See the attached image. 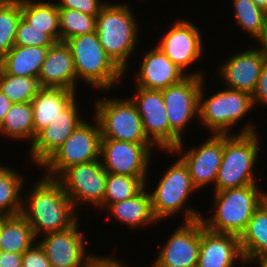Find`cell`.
<instances>
[{"label": "cell", "mask_w": 267, "mask_h": 267, "mask_svg": "<svg viewBox=\"0 0 267 267\" xmlns=\"http://www.w3.org/2000/svg\"><path fill=\"white\" fill-rule=\"evenodd\" d=\"M59 9L78 10L84 14L97 16L101 8L107 3L104 0H58Z\"/></svg>", "instance_id": "8d00e7d4"}, {"label": "cell", "mask_w": 267, "mask_h": 267, "mask_svg": "<svg viewBox=\"0 0 267 267\" xmlns=\"http://www.w3.org/2000/svg\"><path fill=\"white\" fill-rule=\"evenodd\" d=\"M3 134V135H2ZM0 135L12 140L34 141L33 110L31 102L14 103L0 126Z\"/></svg>", "instance_id": "83f0119b"}, {"label": "cell", "mask_w": 267, "mask_h": 267, "mask_svg": "<svg viewBox=\"0 0 267 267\" xmlns=\"http://www.w3.org/2000/svg\"><path fill=\"white\" fill-rule=\"evenodd\" d=\"M108 255L109 254L105 256H100L96 254L95 256L94 253L93 256L85 263L83 267H127L124 264V261L122 262V260L118 257Z\"/></svg>", "instance_id": "ab89813d"}, {"label": "cell", "mask_w": 267, "mask_h": 267, "mask_svg": "<svg viewBox=\"0 0 267 267\" xmlns=\"http://www.w3.org/2000/svg\"><path fill=\"white\" fill-rule=\"evenodd\" d=\"M204 77L187 75L179 83L161 90L170 126V150L183 141L192 119L199 118V92Z\"/></svg>", "instance_id": "30bf717a"}, {"label": "cell", "mask_w": 267, "mask_h": 267, "mask_svg": "<svg viewBox=\"0 0 267 267\" xmlns=\"http://www.w3.org/2000/svg\"><path fill=\"white\" fill-rule=\"evenodd\" d=\"M10 216L9 215H6V214H2L0 216V236H1V232H2V229H3V226H4V223L5 221L9 218Z\"/></svg>", "instance_id": "bcb514c9"}, {"label": "cell", "mask_w": 267, "mask_h": 267, "mask_svg": "<svg viewBox=\"0 0 267 267\" xmlns=\"http://www.w3.org/2000/svg\"><path fill=\"white\" fill-rule=\"evenodd\" d=\"M158 41L157 46L186 75L205 77L202 71L187 72L189 68L203 57L204 41L201 30L187 19L175 20L173 25Z\"/></svg>", "instance_id": "7c38bea8"}, {"label": "cell", "mask_w": 267, "mask_h": 267, "mask_svg": "<svg viewBox=\"0 0 267 267\" xmlns=\"http://www.w3.org/2000/svg\"><path fill=\"white\" fill-rule=\"evenodd\" d=\"M201 219L183 222L162 245L151 267H197Z\"/></svg>", "instance_id": "9a60e30c"}, {"label": "cell", "mask_w": 267, "mask_h": 267, "mask_svg": "<svg viewBox=\"0 0 267 267\" xmlns=\"http://www.w3.org/2000/svg\"><path fill=\"white\" fill-rule=\"evenodd\" d=\"M149 186L146 187L134 197L110 204L105 210L109 212L113 219L115 218L127 228L137 229L146 227L158 222L152 212L151 197L149 194ZM147 190V191H146ZM138 227V228H137Z\"/></svg>", "instance_id": "cb8c5ba5"}, {"label": "cell", "mask_w": 267, "mask_h": 267, "mask_svg": "<svg viewBox=\"0 0 267 267\" xmlns=\"http://www.w3.org/2000/svg\"><path fill=\"white\" fill-rule=\"evenodd\" d=\"M256 6L267 12V0H252Z\"/></svg>", "instance_id": "ee69618b"}, {"label": "cell", "mask_w": 267, "mask_h": 267, "mask_svg": "<svg viewBox=\"0 0 267 267\" xmlns=\"http://www.w3.org/2000/svg\"><path fill=\"white\" fill-rule=\"evenodd\" d=\"M76 91L41 87L31 100L35 136L64 110L76 97Z\"/></svg>", "instance_id": "603a6c76"}, {"label": "cell", "mask_w": 267, "mask_h": 267, "mask_svg": "<svg viewBox=\"0 0 267 267\" xmlns=\"http://www.w3.org/2000/svg\"><path fill=\"white\" fill-rule=\"evenodd\" d=\"M257 42H258V45H255V46H257L261 55L263 56L265 63L267 64V29L263 33V35L257 40Z\"/></svg>", "instance_id": "7bdbcfd3"}, {"label": "cell", "mask_w": 267, "mask_h": 267, "mask_svg": "<svg viewBox=\"0 0 267 267\" xmlns=\"http://www.w3.org/2000/svg\"><path fill=\"white\" fill-rule=\"evenodd\" d=\"M233 15L240 29L257 41L267 29V12L252 0H232Z\"/></svg>", "instance_id": "1f68e13d"}, {"label": "cell", "mask_w": 267, "mask_h": 267, "mask_svg": "<svg viewBox=\"0 0 267 267\" xmlns=\"http://www.w3.org/2000/svg\"><path fill=\"white\" fill-rule=\"evenodd\" d=\"M21 267H51V263L44 250L35 243L23 253Z\"/></svg>", "instance_id": "74e56055"}, {"label": "cell", "mask_w": 267, "mask_h": 267, "mask_svg": "<svg viewBox=\"0 0 267 267\" xmlns=\"http://www.w3.org/2000/svg\"><path fill=\"white\" fill-rule=\"evenodd\" d=\"M23 254L0 250V267H21Z\"/></svg>", "instance_id": "60d3db41"}, {"label": "cell", "mask_w": 267, "mask_h": 267, "mask_svg": "<svg viewBox=\"0 0 267 267\" xmlns=\"http://www.w3.org/2000/svg\"><path fill=\"white\" fill-rule=\"evenodd\" d=\"M21 15L33 28L60 42L59 8L56 2L21 0Z\"/></svg>", "instance_id": "4316f807"}, {"label": "cell", "mask_w": 267, "mask_h": 267, "mask_svg": "<svg viewBox=\"0 0 267 267\" xmlns=\"http://www.w3.org/2000/svg\"><path fill=\"white\" fill-rule=\"evenodd\" d=\"M148 182V177L107 173L104 203L99 209L105 210L110 204L134 197L146 187Z\"/></svg>", "instance_id": "4dcf8cb0"}, {"label": "cell", "mask_w": 267, "mask_h": 267, "mask_svg": "<svg viewBox=\"0 0 267 267\" xmlns=\"http://www.w3.org/2000/svg\"><path fill=\"white\" fill-rule=\"evenodd\" d=\"M40 87L77 91L74 59L65 42H55L48 48L38 77Z\"/></svg>", "instance_id": "7402d4cb"}, {"label": "cell", "mask_w": 267, "mask_h": 267, "mask_svg": "<svg viewBox=\"0 0 267 267\" xmlns=\"http://www.w3.org/2000/svg\"><path fill=\"white\" fill-rule=\"evenodd\" d=\"M42 176L33 183L27 194H22L25 198L22 200L21 215L31 225L36 239L66 230L79 220V212L76 214L62 184L57 179Z\"/></svg>", "instance_id": "6da1fadb"}, {"label": "cell", "mask_w": 267, "mask_h": 267, "mask_svg": "<svg viewBox=\"0 0 267 267\" xmlns=\"http://www.w3.org/2000/svg\"><path fill=\"white\" fill-rule=\"evenodd\" d=\"M257 184L214 192L213 212L201 217L204 226L213 232L240 236L267 192Z\"/></svg>", "instance_id": "277c9868"}, {"label": "cell", "mask_w": 267, "mask_h": 267, "mask_svg": "<svg viewBox=\"0 0 267 267\" xmlns=\"http://www.w3.org/2000/svg\"><path fill=\"white\" fill-rule=\"evenodd\" d=\"M3 165L0 166V211L9 216L18 215L22 211L21 194L26 178L14 168Z\"/></svg>", "instance_id": "f546056e"}, {"label": "cell", "mask_w": 267, "mask_h": 267, "mask_svg": "<svg viewBox=\"0 0 267 267\" xmlns=\"http://www.w3.org/2000/svg\"><path fill=\"white\" fill-rule=\"evenodd\" d=\"M96 18L73 9H59L60 41L96 31Z\"/></svg>", "instance_id": "e575fe53"}, {"label": "cell", "mask_w": 267, "mask_h": 267, "mask_svg": "<svg viewBox=\"0 0 267 267\" xmlns=\"http://www.w3.org/2000/svg\"><path fill=\"white\" fill-rule=\"evenodd\" d=\"M187 75L177 67L157 46L147 51L136 77L135 86L149 90H163L179 83Z\"/></svg>", "instance_id": "44dd1931"}, {"label": "cell", "mask_w": 267, "mask_h": 267, "mask_svg": "<svg viewBox=\"0 0 267 267\" xmlns=\"http://www.w3.org/2000/svg\"><path fill=\"white\" fill-rule=\"evenodd\" d=\"M92 120L82 122L40 167L46 170L44 176L57 179L73 165L100 159L102 136L97 120Z\"/></svg>", "instance_id": "9c48e42d"}, {"label": "cell", "mask_w": 267, "mask_h": 267, "mask_svg": "<svg viewBox=\"0 0 267 267\" xmlns=\"http://www.w3.org/2000/svg\"><path fill=\"white\" fill-rule=\"evenodd\" d=\"M135 88V95L129 98L142 119L147 138L159 150H170V126L162 91Z\"/></svg>", "instance_id": "ac0fdd59"}, {"label": "cell", "mask_w": 267, "mask_h": 267, "mask_svg": "<svg viewBox=\"0 0 267 267\" xmlns=\"http://www.w3.org/2000/svg\"><path fill=\"white\" fill-rule=\"evenodd\" d=\"M79 222L78 220L66 230L42 235L44 238L39 237L42 240L38 239L37 243L44 250L51 267H83L93 256L85 248L88 241L84 240L85 235L79 229Z\"/></svg>", "instance_id": "2e32d148"}, {"label": "cell", "mask_w": 267, "mask_h": 267, "mask_svg": "<svg viewBox=\"0 0 267 267\" xmlns=\"http://www.w3.org/2000/svg\"><path fill=\"white\" fill-rule=\"evenodd\" d=\"M37 242L31 225L21 215L10 216L0 236V250L23 254Z\"/></svg>", "instance_id": "f1b7e54d"}, {"label": "cell", "mask_w": 267, "mask_h": 267, "mask_svg": "<svg viewBox=\"0 0 267 267\" xmlns=\"http://www.w3.org/2000/svg\"><path fill=\"white\" fill-rule=\"evenodd\" d=\"M229 57L222 64L219 62L217 75L226 84V88L244 91L252 95L265 64L259 49L256 46L247 48V50L236 52Z\"/></svg>", "instance_id": "d6986e66"}, {"label": "cell", "mask_w": 267, "mask_h": 267, "mask_svg": "<svg viewBox=\"0 0 267 267\" xmlns=\"http://www.w3.org/2000/svg\"><path fill=\"white\" fill-rule=\"evenodd\" d=\"M205 81L203 79L199 92L198 118L205 129H208L212 134H248L259 132L254 127L256 125L250 122H246L248 124L242 126L238 133L231 131L255 107L250 93L224 88V90H219L206 99V97L204 98V95H206L204 94L206 92Z\"/></svg>", "instance_id": "3957f363"}, {"label": "cell", "mask_w": 267, "mask_h": 267, "mask_svg": "<svg viewBox=\"0 0 267 267\" xmlns=\"http://www.w3.org/2000/svg\"><path fill=\"white\" fill-rule=\"evenodd\" d=\"M93 117L100 127L102 139L132 143H152L146 136L135 104L128 98L102 96L94 101Z\"/></svg>", "instance_id": "ba28073f"}, {"label": "cell", "mask_w": 267, "mask_h": 267, "mask_svg": "<svg viewBox=\"0 0 267 267\" xmlns=\"http://www.w3.org/2000/svg\"><path fill=\"white\" fill-rule=\"evenodd\" d=\"M65 43L72 52L78 85L83 80L85 85L107 93L124 78L125 72L105 52L96 31L75 36Z\"/></svg>", "instance_id": "5b68a950"}, {"label": "cell", "mask_w": 267, "mask_h": 267, "mask_svg": "<svg viewBox=\"0 0 267 267\" xmlns=\"http://www.w3.org/2000/svg\"><path fill=\"white\" fill-rule=\"evenodd\" d=\"M255 263H258L259 267H267V256L254 260L253 264L256 265Z\"/></svg>", "instance_id": "f6af8a7d"}, {"label": "cell", "mask_w": 267, "mask_h": 267, "mask_svg": "<svg viewBox=\"0 0 267 267\" xmlns=\"http://www.w3.org/2000/svg\"><path fill=\"white\" fill-rule=\"evenodd\" d=\"M244 260L252 263L267 256V203L265 201L255 210L246 229L239 236Z\"/></svg>", "instance_id": "484cf974"}, {"label": "cell", "mask_w": 267, "mask_h": 267, "mask_svg": "<svg viewBox=\"0 0 267 267\" xmlns=\"http://www.w3.org/2000/svg\"><path fill=\"white\" fill-rule=\"evenodd\" d=\"M38 78L6 74L0 68V91L14 103H27L40 89Z\"/></svg>", "instance_id": "836d02e7"}, {"label": "cell", "mask_w": 267, "mask_h": 267, "mask_svg": "<svg viewBox=\"0 0 267 267\" xmlns=\"http://www.w3.org/2000/svg\"><path fill=\"white\" fill-rule=\"evenodd\" d=\"M47 51V47L14 45L0 59V68L6 74L38 78Z\"/></svg>", "instance_id": "d4e9b609"}, {"label": "cell", "mask_w": 267, "mask_h": 267, "mask_svg": "<svg viewBox=\"0 0 267 267\" xmlns=\"http://www.w3.org/2000/svg\"><path fill=\"white\" fill-rule=\"evenodd\" d=\"M21 18V0H0V59L15 45Z\"/></svg>", "instance_id": "d6a6232c"}, {"label": "cell", "mask_w": 267, "mask_h": 267, "mask_svg": "<svg viewBox=\"0 0 267 267\" xmlns=\"http://www.w3.org/2000/svg\"><path fill=\"white\" fill-rule=\"evenodd\" d=\"M154 149L158 148L153 143L102 139L100 160L107 173L147 177Z\"/></svg>", "instance_id": "4fadbf2b"}, {"label": "cell", "mask_w": 267, "mask_h": 267, "mask_svg": "<svg viewBox=\"0 0 267 267\" xmlns=\"http://www.w3.org/2000/svg\"><path fill=\"white\" fill-rule=\"evenodd\" d=\"M128 3L108 2L96 18V32L105 52L125 72L139 38L137 17Z\"/></svg>", "instance_id": "7a4b0ae2"}, {"label": "cell", "mask_w": 267, "mask_h": 267, "mask_svg": "<svg viewBox=\"0 0 267 267\" xmlns=\"http://www.w3.org/2000/svg\"><path fill=\"white\" fill-rule=\"evenodd\" d=\"M246 265L239 236L208 230L201 220L200 250L197 267H236V261Z\"/></svg>", "instance_id": "ffe728a7"}, {"label": "cell", "mask_w": 267, "mask_h": 267, "mask_svg": "<svg viewBox=\"0 0 267 267\" xmlns=\"http://www.w3.org/2000/svg\"><path fill=\"white\" fill-rule=\"evenodd\" d=\"M13 103L0 91V126L5 118L6 113L10 110Z\"/></svg>", "instance_id": "b9f144b4"}, {"label": "cell", "mask_w": 267, "mask_h": 267, "mask_svg": "<svg viewBox=\"0 0 267 267\" xmlns=\"http://www.w3.org/2000/svg\"><path fill=\"white\" fill-rule=\"evenodd\" d=\"M107 172L101 160H94L67 168L57 180L71 199L76 212L78 208L93 206L100 208L104 203ZM89 204V205H88ZM84 205V206H82ZM78 210V211H77Z\"/></svg>", "instance_id": "8fae6325"}, {"label": "cell", "mask_w": 267, "mask_h": 267, "mask_svg": "<svg viewBox=\"0 0 267 267\" xmlns=\"http://www.w3.org/2000/svg\"><path fill=\"white\" fill-rule=\"evenodd\" d=\"M259 142L257 132L223 134V157L213 192L258 184L254 169L261 150Z\"/></svg>", "instance_id": "8992f818"}, {"label": "cell", "mask_w": 267, "mask_h": 267, "mask_svg": "<svg viewBox=\"0 0 267 267\" xmlns=\"http://www.w3.org/2000/svg\"><path fill=\"white\" fill-rule=\"evenodd\" d=\"M199 146L187 151L184 140L173 150H164L171 155L177 154L188 166L192 183L197 190L215 185L218 170L223 157V134H211Z\"/></svg>", "instance_id": "5bb4252c"}, {"label": "cell", "mask_w": 267, "mask_h": 267, "mask_svg": "<svg viewBox=\"0 0 267 267\" xmlns=\"http://www.w3.org/2000/svg\"><path fill=\"white\" fill-rule=\"evenodd\" d=\"M77 97L59 113L54 121L42 129L29 147L31 163L40 168L85 120L81 117Z\"/></svg>", "instance_id": "e0dca14e"}, {"label": "cell", "mask_w": 267, "mask_h": 267, "mask_svg": "<svg viewBox=\"0 0 267 267\" xmlns=\"http://www.w3.org/2000/svg\"><path fill=\"white\" fill-rule=\"evenodd\" d=\"M254 106L263 105L267 107V64L265 63L261 74L258 79V83L255 91L252 94Z\"/></svg>", "instance_id": "f35d334b"}, {"label": "cell", "mask_w": 267, "mask_h": 267, "mask_svg": "<svg viewBox=\"0 0 267 267\" xmlns=\"http://www.w3.org/2000/svg\"><path fill=\"white\" fill-rule=\"evenodd\" d=\"M54 43L55 41L48 34L33 28L21 18L17 27L15 45L50 48Z\"/></svg>", "instance_id": "d590c367"}, {"label": "cell", "mask_w": 267, "mask_h": 267, "mask_svg": "<svg viewBox=\"0 0 267 267\" xmlns=\"http://www.w3.org/2000/svg\"><path fill=\"white\" fill-rule=\"evenodd\" d=\"M177 159L158 179L160 181L155 183L153 192L149 191L152 212L159 223L168 217L169 219L172 218L178 213H183L185 222L201 219L202 217L193 206H189L187 203L189 197L192 196L191 194L198 190L192 183L188 166L180 157Z\"/></svg>", "instance_id": "52a82bcc"}]
</instances>
